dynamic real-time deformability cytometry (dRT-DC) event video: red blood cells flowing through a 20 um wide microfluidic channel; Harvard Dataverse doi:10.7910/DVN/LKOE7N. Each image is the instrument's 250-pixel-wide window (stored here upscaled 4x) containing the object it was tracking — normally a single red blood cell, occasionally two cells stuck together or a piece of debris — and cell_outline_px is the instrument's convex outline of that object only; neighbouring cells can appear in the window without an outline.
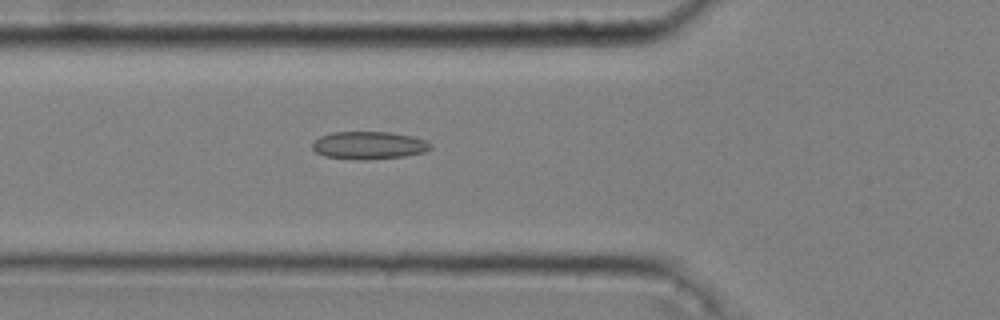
{"species": "common noctule bat (a hibernating species)", "species_latin": "Nyctalus noctula", "temperature_condition": "cold", "stored_images_in_passage": 50, "camera_frame_rate_fps": 3000, "um_per_image_px": 0.085, "animal": {"sex": "male", "body_mass_g": 20.4}, "frame": {"image": 1, "passage_image": 19, "time_ms": 6.0, "image_size_px": [1000, 320], "cell_outline_px": [[432, 148], [424, 152], [404, 156], [368, 160], [360, 160], [324, 156], [316, 152], [312, 148], [312, 140], [320, 136], [332, 132], [388, 132], [412, 136], [424, 140], [432, 144]], "centroid_in_image_um": [31.33, 12.35], "position_along_channel_um": 94.5, "area_um2": 19.19}}
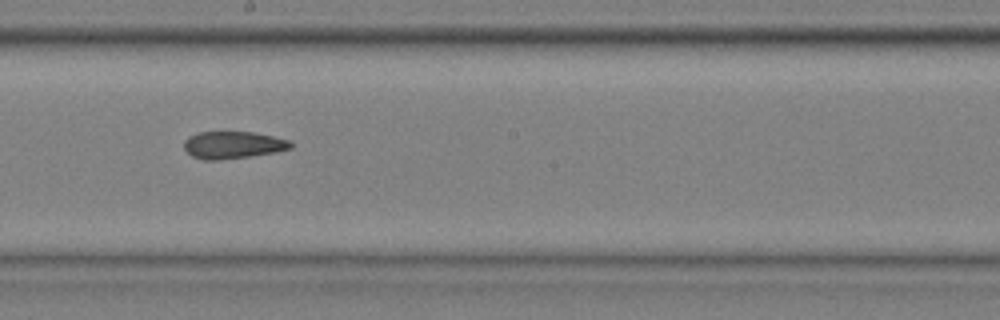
{"frame": {"image": 2, "passage_image": 30, "time_ms": 9.667, "image_size_px": [1000, 320], "cell_outline_px": [[292, 148], [276, 152], [220, 160], [204, 160], [192, 156], [184, 148], [184, 140], [188, 136], [200, 132], [252, 132], [292, 140]], "centroid_in_image_um": [19.81, 12.32], "position_along_channel_um": 228.4, "area_um2": 16.94}}
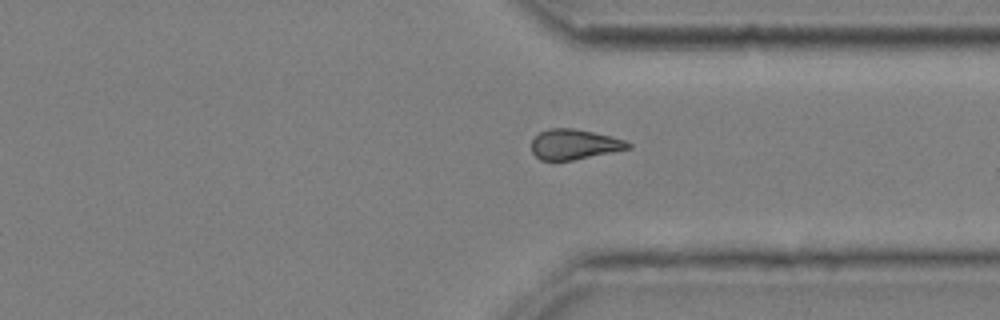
{"frame": {"image": 3, "passage_image": 41, "time_ms": 13.333, "image_size_px": [1000, 320], "cell_outline_px": [[632, 148], [572, 160], [540, 160], [532, 152], [532, 140], [540, 132], [552, 128], [572, 128], [612, 136], [624, 140], [632, 144]], "centroid_in_image_um": [48.83, 12.27], "position_along_channel_um": 362.6, "area_um2": 16.82}}